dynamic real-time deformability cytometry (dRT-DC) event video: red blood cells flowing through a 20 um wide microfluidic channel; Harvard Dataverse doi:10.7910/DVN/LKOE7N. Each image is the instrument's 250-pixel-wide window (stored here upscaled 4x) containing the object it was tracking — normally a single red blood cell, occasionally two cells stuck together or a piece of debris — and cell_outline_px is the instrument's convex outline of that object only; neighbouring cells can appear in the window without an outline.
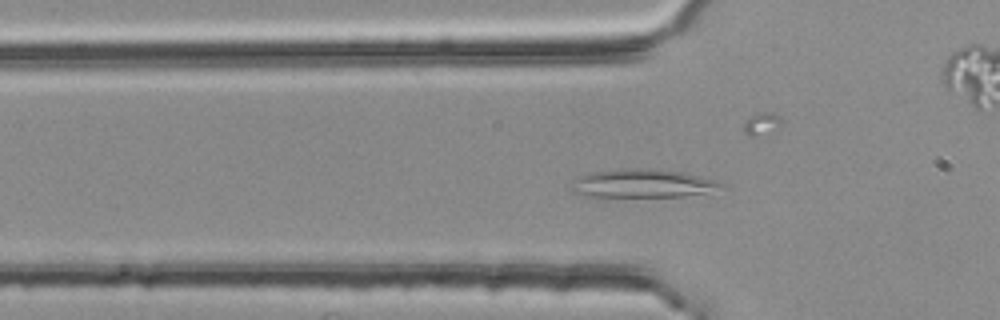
{"species": "common noctule bat (a hibernating species)", "species_latin": "Nyctalus noctula", "temperature_condition": "room temperature", "stored_images_in_passage": 48, "camera_frame_rate_fps": 3000, "um_per_image_px": 0.085, "animal": {"sex": "female", "body_mass_g": 25.1}, "frame": {"image": 1, "passage_image": 13, "time_ms": 4.0, "image_size_px": [1000, 320], "cell_outline_px": [[720, 184], [704, 192], [684, 196], [584, 196], [572, 192], [568, 188], [572, 180], [576, 176], [588, 172], [624, 168], [648, 168], [680, 172], [712, 180]], "centroid_in_image_um": [54.33, 15.58], "position_along_channel_um": 71.5, "area_um2": 24.28}}
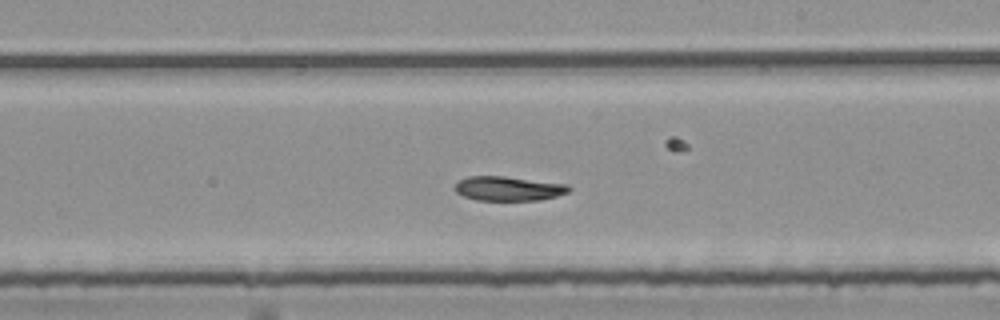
{"frame": {"image": 2, "passage_image": 27, "time_ms": 8.667, "image_size_px": [1000, 320], "cell_outline_px": [[572, 188], [568, 192], [556, 196], [540, 200], [476, 200], [464, 196], [456, 192], [456, 184], [460, 180], [468, 176], [504, 176], [568, 184]], "centroid_in_image_um": [43.25, 16.02], "position_along_channel_um": 245.8, "area_um2": 16.13}}
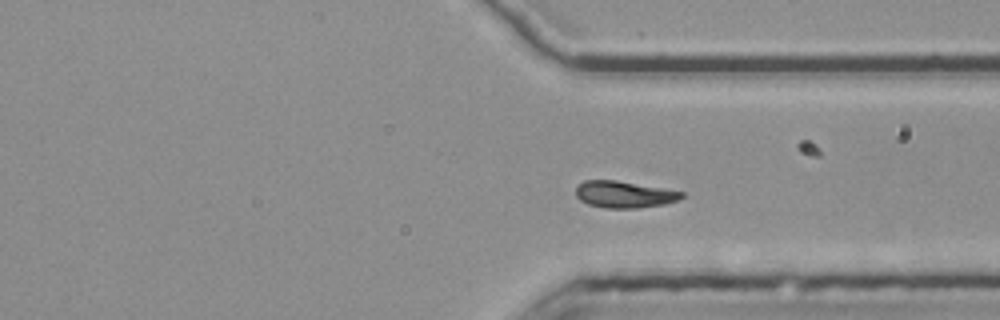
{"frame": {"image": 3, "passage_image": 36, "time_ms": 11.667, "image_size_px": [1000, 320], "cell_outline_px": [[684, 196], [676, 200], [664, 204], [636, 208], [604, 208], [588, 204], [580, 200], [576, 196], [576, 184], [584, 180], [616, 180], [684, 192]], "centroid_in_image_um": [53.0, 16.52], "position_along_channel_um": 358.4, "area_um2": 16.42}}